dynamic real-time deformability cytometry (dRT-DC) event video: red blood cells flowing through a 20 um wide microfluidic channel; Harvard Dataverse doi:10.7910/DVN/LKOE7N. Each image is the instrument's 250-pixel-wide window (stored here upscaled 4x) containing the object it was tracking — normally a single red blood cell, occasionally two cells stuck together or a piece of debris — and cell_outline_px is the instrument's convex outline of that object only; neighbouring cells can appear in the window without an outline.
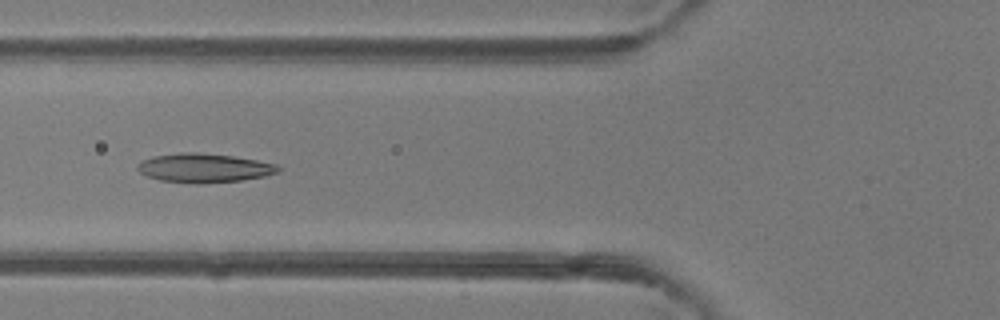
{"species": "common noctule bat (a hibernating species)", "species_latin": "Nyctalus noctula", "temperature_condition": "room temperature", "stored_images_in_passage": 6, "camera_frame_rate_fps": 3000, "um_per_image_px": 0.085, "animal": {"sex": "female"}, "frame": {"image": 1, "passage_image": 5, "time_ms": 1.333, "image_size_px": [1000, 320], "cell_outline_px": [[280, 172], [264, 176], [240, 180], [200, 184], [196, 184], [160, 180], [148, 176], [140, 172], [136, 168], [136, 164], [152, 156], [180, 152], [196, 152], [232, 156], [256, 160], [276, 164], [280, 168]], "centroid_in_image_um": [17.33, 14.27], "position_along_channel_um": 108.5, "area_um2": 23.76}}
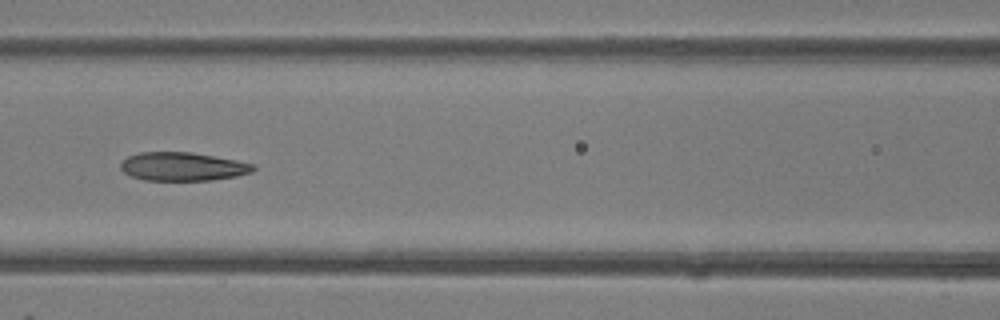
{"frame": {"image": 2, "passage_image": 6, "time_ms": 1.667, "image_size_px": [1000, 320], "cell_outline_px": [[256, 168], [252, 172], [236, 176], [212, 180], [144, 180], [132, 176], [124, 172], [120, 168], [120, 164], [128, 156], [140, 152], [192, 152], [236, 160], [256, 164]], "centroid_in_image_um": [15.55, 14.15], "position_along_channel_um": 151.0, "area_um2": 22.02}}